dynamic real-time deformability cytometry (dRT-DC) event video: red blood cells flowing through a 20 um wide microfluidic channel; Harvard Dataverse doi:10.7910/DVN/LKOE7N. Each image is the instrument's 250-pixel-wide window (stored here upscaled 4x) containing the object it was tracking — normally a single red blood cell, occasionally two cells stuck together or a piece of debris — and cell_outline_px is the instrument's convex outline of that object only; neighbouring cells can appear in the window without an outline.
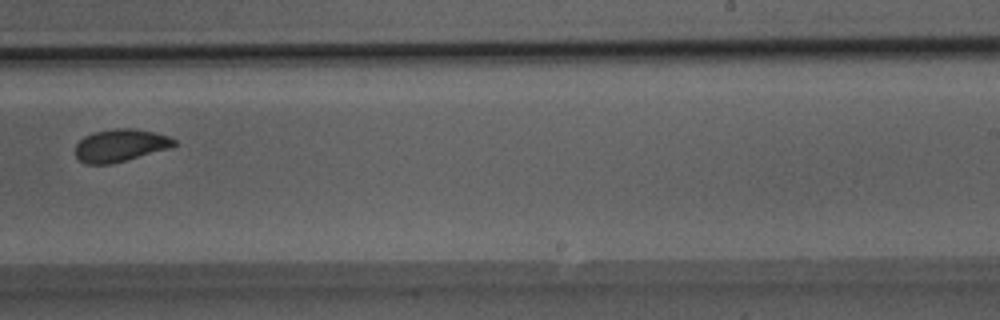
{"species": "Egyptian fruit bat (a non-hibernating species)", "species_latin": "Rousettus aegyptiacus", "temperature_condition": "room temperature", "stored_images_in_passage": 8, "camera_frame_rate_fps": 3000, "um_per_image_px": 0.085, "animal": {"sex": "male"}, "frame": {"image": 1, "passage_image": 7, "time_ms": 2.0, "image_size_px": [1000, 320], "cell_outline_px": [[176, 144], [172, 148], [112, 164], [84, 164], [76, 156], [76, 144], [84, 136], [92, 132], [112, 128], [136, 128], [156, 132], [168, 136], [176, 140]], "centroid_in_image_um": [10.25, 12.35], "position_along_channel_um": 278.8, "area_um2": 19.07}}